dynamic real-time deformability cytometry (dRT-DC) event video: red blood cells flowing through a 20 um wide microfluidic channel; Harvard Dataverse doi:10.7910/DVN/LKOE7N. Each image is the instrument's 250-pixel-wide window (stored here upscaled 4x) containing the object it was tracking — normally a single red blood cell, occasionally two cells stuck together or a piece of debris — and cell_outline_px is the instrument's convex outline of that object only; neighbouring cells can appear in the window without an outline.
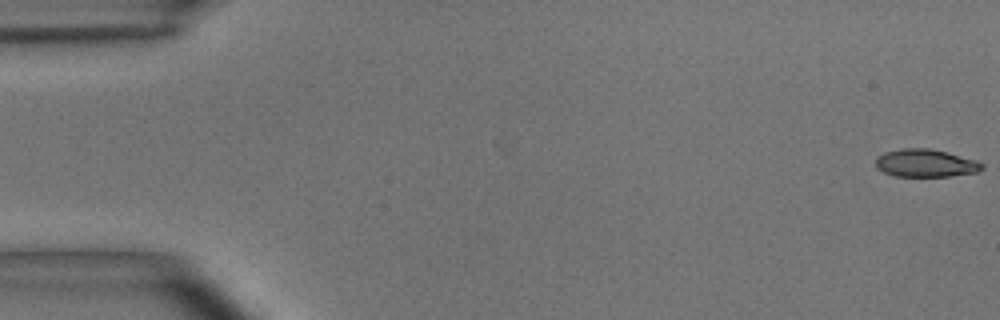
{"species": "common noctule bat (a hibernating species)", "species_latin": "Nyctalus noctula", "temperature_condition": "room temperature", "stored_images_in_passage": 55, "camera_frame_rate_fps": 3000, "um_per_image_px": 0.085, "animal": {"sex": "male", "body_mass_g": 15.6}, "frame": {"image": 1, "passage_image": 1, "time_ms": 0.0, "image_size_px": [1000, 320], "cell_outline_px": [[984, 168], [976, 172], [948, 176], [896, 176], [884, 172], [876, 168], [876, 156], [884, 152], [900, 148], [928, 148], [948, 152], [976, 160], [984, 164]], "centroid_in_image_um": [78.66, 13.85], "position_along_channel_um": 6.3, "area_um2": 17.28}}
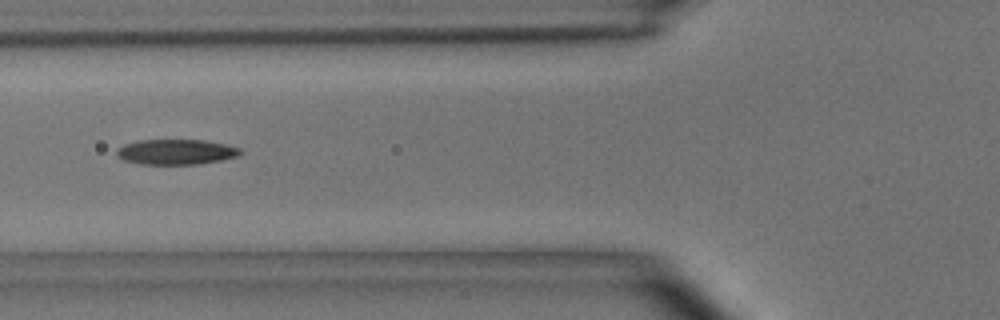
{"frame": {"image": 2, "passage_image": 21, "time_ms": 6.667, "image_size_px": [1000, 320], "cell_outline_px": [[244, 152], [236, 156], [220, 160], [196, 164], [140, 164], [124, 160], [116, 156], [116, 152], [124, 144], [136, 140], [204, 140], [224, 144], [240, 148]], "centroid_in_image_um": [14.95, 12.91], "position_along_channel_um": 110.9, "area_um2": 18.09}}
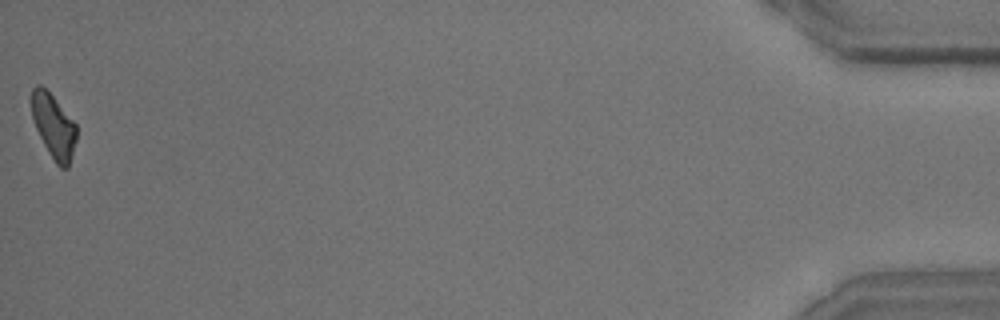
{"frame": {"image": 3, "passage_image": 55, "time_ms": 18.0, "image_size_px": [1000, 320], "cell_outline_px": [[76, 140], [68, 168], [60, 168], [56, 164], [48, 152], [36, 128], [32, 116], [28, 96], [32, 88], [36, 84], [40, 84], [52, 96], [76, 124]], "centroid_in_image_um": [4.51, 10.69], "position_along_channel_um": 430.7, "area_um2": 16.82}, "authors_computed_cell_mechanics": {"area_um2": 17.9758, "velocity_mm_per_s": 3.6599, "shape_relaxation_time_tau1_ms": 5.0212, "shape_relaxation_time_tau2_ms": 6.5642, "deformation_change_tau1": 0.1565, "deformation_change_tau2": 0.1473}}